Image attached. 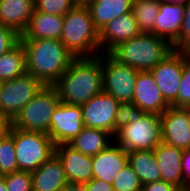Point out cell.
<instances>
[{
    "label": "cell",
    "instance_id": "6da1fadb",
    "mask_svg": "<svg viewBox=\"0 0 190 191\" xmlns=\"http://www.w3.org/2000/svg\"><path fill=\"white\" fill-rule=\"evenodd\" d=\"M61 102L83 105L103 91L102 53L95 57H76L53 85Z\"/></svg>",
    "mask_w": 190,
    "mask_h": 191
},
{
    "label": "cell",
    "instance_id": "7a4b0ae2",
    "mask_svg": "<svg viewBox=\"0 0 190 191\" xmlns=\"http://www.w3.org/2000/svg\"><path fill=\"white\" fill-rule=\"evenodd\" d=\"M26 54V70L45 85L54 83L76 58L58 39H20Z\"/></svg>",
    "mask_w": 190,
    "mask_h": 191
},
{
    "label": "cell",
    "instance_id": "3957f363",
    "mask_svg": "<svg viewBox=\"0 0 190 191\" xmlns=\"http://www.w3.org/2000/svg\"><path fill=\"white\" fill-rule=\"evenodd\" d=\"M127 153L153 150L162 142L161 115L126 108L113 140Z\"/></svg>",
    "mask_w": 190,
    "mask_h": 191
},
{
    "label": "cell",
    "instance_id": "277c9868",
    "mask_svg": "<svg viewBox=\"0 0 190 191\" xmlns=\"http://www.w3.org/2000/svg\"><path fill=\"white\" fill-rule=\"evenodd\" d=\"M173 46L153 33H143L119 43L109 54L139 72L150 71L173 51Z\"/></svg>",
    "mask_w": 190,
    "mask_h": 191
},
{
    "label": "cell",
    "instance_id": "5b68a950",
    "mask_svg": "<svg viewBox=\"0 0 190 191\" xmlns=\"http://www.w3.org/2000/svg\"><path fill=\"white\" fill-rule=\"evenodd\" d=\"M60 41L75 57L101 54L99 31L94 26L87 6H75L63 16Z\"/></svg>",
    "mask_w": 190,
    "mask_h": 191
},
{
    "label": "cell",
    "instance_id": "8992f818",
    "mask_svg": "<svg viewBox=\"0 0 190 191\" xmlns=\"http://www.w3.org/2000/svg\"><path fill=\"white\" fill-rule=\"evenodd\" d=\"M7 131L14 137L19 171L33 172L55 154V144L46 133L24 131L11 125Z\"/></svg>",
    "mask_w": 190,
    "mask_h": 191
},
{
    "label": "cell",
    "instance_id": "52a82bcc",
    "mask_svg": "<svg viewBox=\"0 0 190 191\" xmlns=\"http://www.w3.org/2000/svg\"><path fill=\"white\" fill-rule=\"evenodd\" d=\"M60 102L56 88L53 85H45L22 108L10 125L24 131L48 134L51 116Z\"/></svg>",
    "mask_w": 190,
    "mask_h": 191
},
{
    "label": "cell",
    "instance_id": "ba28073f",
    "mask_svg": "<svg viewBox=\"0 0 190 191\" xmlns=\"http://www.w3.org/2000/svg\"><path fill=\"white\" fill-rule=\"evenodd\" d=\"M45 84L30 73L0 83V113L11 123Z\"/></svg>",
    "mask_w": 190,
    "mask_h": 191
},
{
    "label": "cell",
    "instance_id": "9c48e42d",
    "mask_svg": "<svg viewBox=\"0 0 190 191\" xmlns=\"http://www.w3.org/2000/svg\"><path fill=\"white\" fill-rule=\"evenodd\" d=\"M138 72L118 62L109 53H102L103 92L112 95L125 108L133 101Z\"/></svg>",
    "mask_w": 190,
    "mask_h": 191
},
{
    "label": "cell",
    "instance_id": "30bf717a",
    "mask_svg": "<svg viewBox=\"0 0 190 191\" xmlns=\"http://www.w3.org/2000/svg\"><path fill=\"white\" fill-rule=\"evenodd\" d=\"M81 110L85 127L107 131L114 137L126 108L102 91L81 105Z\"/></svg>",
    "mask_w": 190,
    "mask_h": 191
},
{
    "label": "cell",
    "instance_id": "8fae6325",
    "mask_svg": "<svg viewBox=\"0 0 190 191\" xmlns=\"http://www.w3.org/2000/svg\"><path fill=\"white\" fill-rule=\"evenodd\" d=\"M163 98L177 107L178 90L183 76V51L173 50L150 70Z\"/></svg>",
    "mask_w": 190,
    "mask_h": 191
},
{
    "label": "cell",
    "instance_id": "7c38bea8",
    "mask_svg": "<svg viewBox=\"0 0 190 191\" xmlns=\"http://www.w3.org/2000/svg\"><path fill=\"white\" fill-rule=\"evenodd\" d=\"M84 127L81 105L60 102L51 116L48 135L55 146L68 144Z\"/></svg>",
    "mask_w": 190,
    "mask_h": 191
},
{
    "label": "cell",
    "instance_id": "4fadbf2b",
    "mask_svg": "<svg viewBox=\"0 0 190 191\" xmlns=\"http://www.w3.org/2000/svg\"><path fill=\"white\" fill-rule=\"evenodd\" d=\"M170 105L165 101L150 71L138 72L130 110L163 114Z\"/></svg>",
    "mask_w": 190,
    "mask_h": 191
},
{
    "label": "cell",
    "instance_id": "5bb4252c",
    "mask_svg": "<svg viewBox=\"0 0 190 191\" xmlns=\"http://www.w3.org/2000/svg\"><path fill=\"white\" fill-rule=\"evenodd\" d=\"M162 142L185 150L190 148V116L186 108L169 106L161 114Z\"/></svg>",
    "mask_w": 190,
    "mask_h": 191
},
{
    "label": "cell",
    "instance_id": "9a60e30c",
    "mask_svg": "<svg viewBox=\"0 0 190 191\" xmlns=\"http://www.w3.org/2000/svg\"><path fill=\"white\" fill-rule=\"evenodd\" d=\"M55 155L61 161L69 183L85 184L93 179L92 156L84 155L68 144L55 146Z\"/></svg>",
    "mask_w": 190,
    "mask_h": 191
},
{
    "label": "cell",
    "instance_id": "2e32d148",
    "mask_svg": "<svg viewBox=\"0 0 190 191\" xmlns=\"http://www.w3.org/2000/svg\"><path fill=\"white\" fill-rule=\"evenodd\" d=\"M184 13L185 7L182 4L160 2L154 34L167 40L174 50H180V31Z\"/></svg>",
    "mask_w": 190,
    "mask_h": 191
},
{
    "label": "cell",
    "instance_id": "e0dca14e",
    "mask_svg": "<svg viewBox=\"0 0 190 191\" xmlns=\"http://www.w3.org/2000/svg\"><path fill=\"white\" fill-rule=\"evenodd\" d=\"M140 33L132 11L113 19L99 31L101 53H109L119 43L128 41Z\"/></svg>",
    "mask_w": 190,
    "mask_h": 191
},
{
    "label": "cell",
    "instance_id": "ac0fdd59",
    "mask_svg": "<svg viewBox=\"0 0 190 191\" xmlns=\"http://www.w3.org/2000/svg\"><path fill=\"white\" fill-rule=\"evenodd\" d=\"M128 163L127 152L116 143L92 156L93 178L112 184L116 174Z\"/></svg>",
    "mask_w": 190,
    "mask_h": 191
},
{
    "label": "cell",
    "instance_id": "d6986e66",
    "mask_svg": "<svg viewBox=\"0 0 190 191\" xmlns=\"http://www.w3.org/2000/svg\"><path fill=\"white\" fill-rule=\"evenodd\" d=\"M153 151L159 165L162 180L175 185L183 191L181 167L183 150L161 142L153 149Z\"/></svg>",
    "mask_w": 190,
    "mask_h": 191
},
{
    "label": "cell",
    "instance_id": "ffe728a7",
    "mask_svg": "<svg viewBox=\"0 0 190 191\" xmlns=\"http://www.w3.org/2000/svg\"><path fill=\"white\" fill-rule=\"evenodd\" d=\"M34 9V0H0V24L22 35Z\"/></svg>",
    "mask_w": 190,
    "mask_h": 191
},
{
    "label": "cell",
    "instance_id": "44dd1931",
    "mask_svg": "<svg viewBox=\"0 0 190 191\" xmlns=\"http://www.w3.org/2000/svg\"><path fill=\"white\" fill-rule=\"evenodd\" d=\"M31 175L33 191H60L68 183L63 165L55 154Z\"/></svg>",
    "mask_w": 190,
    "mask_h": 191
},
{
    "label": "cell",
    "instance_id": "7402d4cb",
    "mask_svg": "<svg viewBox=\"0 0 190 191\" xmlns=\"http://www.w3.org/2000/svg\"><path fill=\"white\" fill-rule=\"evenodd\" d=\"M63 30V17L34 9L26 30L20 39H58Z\"/></svg>",
    "mask_w": 190,
    "mask_h": 191
},
{
    "label": "cell",
    "instance_id": "603a6c76",
    "mask_svg": "<svg viewBox=\"0 0 190 191\" xmlns=\"http://www.w3.org/2000/svg\"><path fill=\"white\" fill-rule=\"evenodd\" d=\"M133 0H93L87 7L95 28L100 31L110 21L131 12Z\"/></svg>",
    "mask_w": 190,
    "mask_h": 191
},
{
    "label": "cell",
    "instance_id": "cb8c5ba5",
    "mask_svg": "<svg viewBox=\"0 0 190 191\" xmlns=\"http://www.w3.org/2000/svg\"><path fill=\"white\" fill-rule=\"evenodd\" d=\"M112 138L107 131L84 127L68 145L84 155L94 156L112 144Z\"/></svg>",
    "mask_w": 190,
    "mask_h": 191
},
{
    "label": "cell",
    "instance_id": "d4e9b609",
    "mask_svg": "<svg viewBox=\"0 0 190 191\" xmlns=\"http://www.w3.org/2000/svg\"><path fill=\"white\" fill-rule=\"evenodd\" d=\"M127 155L128 163L139 176L142 185L162 180L153 150H136Z\"/></svg>",
    "mask_w": 190,
    "mask_h": 191
},
{
    "label": "cell",
    "instance_id": "484cf974",
    "mask_svg": "<svg viewBox=\"0 0 190 191\" xmlns=\"http://www.w3.org/2000/svg\"><path fill=\"white\" fill-rule=\"evenodd\" d=\"M27 72L24 46L19 42L0 56V83L17 78Z\"/></svg>",
    "mask_w": 190,
    "mask_h": 191
},
{
    "label": "cell",
    "instance_id": "4316f807",
    "mask_svg": "<svg viewBox=\"0 0 190 191\" xmlns=\"http://www.w3.org/2000/svg\"><path fill=\"white\" fill-rule=\"evenodd\" d=\"M159 9L158 0H133L131 11L141 32L154 34V24Z\"/></svg>",
    "mask_w": 190,
    "mask_h": 191
},
{
    "label": "cell",
    "instance_id": "83f0119b",
    "mask_svg": "<svg viewBox=\"0 0 190 191\" xmlns=\"http://www.w3.org/2000/svg\"><path fill=\"white\" fill-rule=\"evenodd\" d=\"M19 171L15 156L14 137L6 131L0 135V176Z\"/></svg>",
    "mask_w": 190,
    "mask_h": 191
},
{
    "label": "cell",
    "instance_id": "f1b7e54d",
    "mask_svg": "<svg viewBox=\"0 0 190 191\" xmlns=\"http://www.w3.org/2000/svg\"><path fill=\"white\" fill-rule=\"evenodd\" d=\"M114 191H141L142 183L137 173L127 163L112 182Z\"/></svg>",
    "mask_w": 190,
    "mask_h": 191
},
{
    "label": "cell",
    "instance_id": "f546056e",
    "mask_svg": "<svg viewBox=\"0 0 190 191\" xmlns=\"http://www.w3.org/2000/svg\"><path fill=\"white\" fill-rule=\"evenodd\" d=\"M190 106V56L183 51V76L178 90L177 107Z\"/></svg>",
    "mask_w": 190,
    "mask_h": 191
},
{
    "label": "cell",
    "instance_id": "4dcf8cb0",
    "mask_svg": "<svg viewBox=\"0 0 190 191\" xmlns=\"http://www.w3.org/2000/svg\"><path fill=\"white\" fill-rule=\"evenodd\" d=\"M35 10L63 17L75 5L72 0H34Z\"/></svg>",
    "mask_w": 190,
    "mask_h": 191
},
{
    "label": "cell",
    "instance_id": "1f68e13d",
    "mask_svg": "<svg viewBox=\"0 0 190 191\" xmlns=\"http://www.w3.org/2000/svg\"><path fill=\"white\" fill-rule=\"evenodd\" d=\"M3 177L7 191H33L31 172L16 171Z\"/></svg>",
    "mask_w": 190,
    "mask_h": 191
},
{
    "label": "cell",
    "instance_id": "d6a6232c",
    "mask_svg": "<svg viewBox=\"0 0 190 191\" xmlns=\"http://www.w3.org/2000/svg\"><path fill=\"white\" fill-rule=\"evenodd\" d=\"M20 42V35L13 29L0 24V56Z\"/></svg>",
    "mask_w": 190,
    "mask_h": 191
},
{
    "label": "cell",
    "instance_id": "836d02e7",
    "mask_svg": "<svg viewBox=\"0 0 190 191\" xmlns=\"http://www.w3.org/2000/svg\"><path fill=\"white\" fill-rule=\"evenodd\" d=\"M185 13L180 31V50L186 51L190 47V1L184 5Z\"/></svg>",
    "mask_w": 190,
    "mask_h": 191
},
{
    "label": "cell",
    "instance_id": "e575fe53",
    "mask_svg": "<svg viewBox=\"0 0 190 191\" xmlns=\"http://www.w3.org/2000/svg\"><path fill=\"white\" fill-rule=\"evenodd\" d=\"M183 191H190V148L182 151L181 158Z\"/></svg>",
    "mask_w": 190,
    "mask_h": 191
},
{
    "label": "cell",
    "instance_id": "d590c367",
    "mask_svg": "<svg viewBox=\"0 0 190 191\" xmlns=\"http://www.w3.org/2000/svg\"><path fill=\"white\" fill-rule=\"evenodd\" d=\"M141 191H181L175 185L159 180L142 186Z\"/></svg>",
    "mask_w": 190,
    "mask_h": 191
},
{
    "label": "cell",
    "instance_id": "8d00e7d4",
    "mask_svg": "<svg viewBox=\"0 0 190 191\" xmlns=\"http://www.w3.org/2000/svg\"><path fill=\"white\" fill-rule=\"evenodd\" d=\"M86 191H114L112 184L93 178L85 183Z\"/></svg>",
    "mask_w": 190,
    "mask_h": 191
},
{
    "label": "cell",
    "instance_id": "74e56055",
    "mask_svg": "<svg viewBox=\"0 0 190 191\" xmlns=\"http://www.w3.org/2000/svg\"><path fill=\"white\" fill-rule=\"evenodd\" d=\"M60 191H86L85 184L67 183Z\"/></svg>",
    "mask_w": 190,
    "mask_h": 191
},
{
    "label": "cell",
    "instance_id": "f35d334b",
    "mask_svg": "<svg viewBox=\"0 0 190 191\" xmlns=\"http://www.w3.org/2000/svg\"><path fill=\"white\" fill-rule=\"evenodd\" d=\"M10 125V122L0 113V135L4 134Z\"/></svg>",
    "mask_w": 190,
    "mask_h": 191
},
{
    "label": "cell",
    "instance_id": "ab89813d",
    "mask_svg": "<svg viewBox=\"0 0 190 191\" xmlns=\"http://www.w3.org/2000/svg\"><path fill=\"white\" fill-rule=\"evenodd\" d=\"M93 0H72L75 6H88Z\"/></svg>",
    "mask_w": 190,
    "mask_h": 191
},
{
    "label": "cell",
    "instance_id": "60d3db41",
    "mask_svg": "<svg viewBox=\"0 0 190 191\" xmlns=\"http://www.w3.org/2000/svg\"><path fill=\"white\" fill-rule=\"evenodd\" d=\"M158 1L186 5L190 0H158Z\"/></svg>",
    "mask_w": 190,
    "mask_h": 191
},
{
    "label": "cell",
    "instance_id": "b9f144b4",
    "mask_svg": "<svg viewBox=\"0 0 190 191\" xmlns=\"http://www.w3.org/2000/svg\"><path fill=\"white\" fill-rule=\"evenodd\" d=\"M0 191H7L3 176H0Z\"/></svg>",
    "mask_w": 190,
    "mask_h": 191
},
{
    "label": "cell",
    "instance_id": "7bdbcfd3",
    "mask_svg": "<svg viewBox=\"0 0 190 191\" xmlns=\"http://www.w3.org/2000/svg\"><path fill=\"white\" fill-rule=\"evenodd\" d=\"M187 111H188V114L190 116V106L186 107Z\"/></svg>",
    "mask_w": 190,
    "mask_h": 191
},
{
    "label": "cell",
    "instance_id": "ee69618b",
    "mask_svg": "<svg viewBox=\"0 0 190 191\" xmlns=\"http://www.w3.org/2000/svg\"><path fill=\"white\" fill-rule=\"evenodd\" d=\"M186 52L190 56V47L186 50Z\"/></svg>",
    "mask_w": 190,
    "mask_h": 191
}]
</instances>
